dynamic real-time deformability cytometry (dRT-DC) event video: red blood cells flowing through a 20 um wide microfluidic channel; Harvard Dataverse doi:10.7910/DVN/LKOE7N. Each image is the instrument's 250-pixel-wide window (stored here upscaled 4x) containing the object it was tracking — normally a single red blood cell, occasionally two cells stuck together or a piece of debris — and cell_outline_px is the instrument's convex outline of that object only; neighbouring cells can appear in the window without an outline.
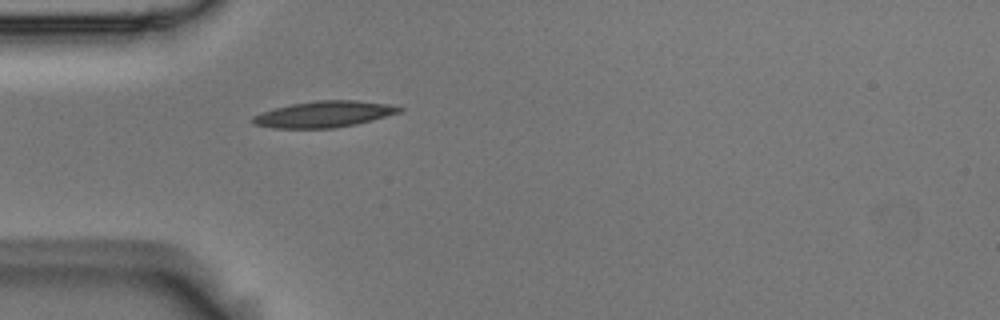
{"species": "Egyptian fruit bat (a non-hibernating species)", "species_latin": "Rousettus aegyptiacus", "temperature_condition": "room temperature", "stored_images_in_passage": 5, "camera_frame_rate_fps": 3000, "um_per_image_px": 0.085, "animal": {"sex": "male"}, "frame": {"image": 1, "passage_image": 5, "time_ms": 1.333, "image_size_px": [1000, 320], "cell_outline_px": [[404, 108], [400, 112], [372, 120], [356, 124], [332, 128], [272, 128], [252, 124], [252, 116], [276, 108], [292, 104], [316, 100], [356, 100], [388, 104]], "centroid_in_image_um": [27.54, 9.71], "position_along_channel_um": 57.5, "area_um2": 22.2}}